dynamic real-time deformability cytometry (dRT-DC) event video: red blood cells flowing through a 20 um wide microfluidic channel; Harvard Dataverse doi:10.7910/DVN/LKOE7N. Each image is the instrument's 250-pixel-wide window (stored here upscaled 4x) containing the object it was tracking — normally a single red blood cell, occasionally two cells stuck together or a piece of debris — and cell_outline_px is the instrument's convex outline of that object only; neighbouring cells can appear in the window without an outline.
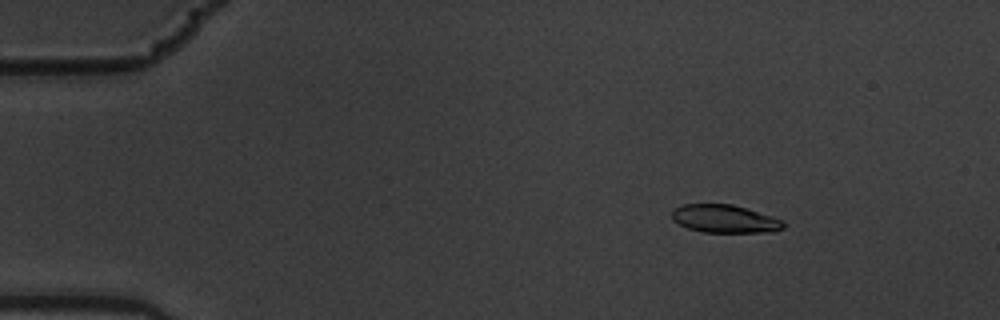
{"species": "common noctule bat (a hibernating species)", "species_latin": "Nyctalus noctula", "temperature_condition": "warm", "stored_images_in_passage": 5, "camera_frame_rate_fps": 3000, "um_per_image_px": 0.085, "animal": {"sex": "male", "body_mass_g": 19.5, "forearm_length_mm": 54.6}, "frame": {"image": 1, "passage_image": 2, "time_ms": 0.333, "image_size_px": [1000, 320], "cell_outline_px": [[788, 224], [784, 228], [776, 232], [704, 232], [688, 228], [672, 220], [672, 208], [684, 204], [732, 204], [772, 216], [784, 220]], "centroid_in_image_um": [61.64, 18.6], "position_along_channel_um": 23.4, "area_um2": 18.38}}
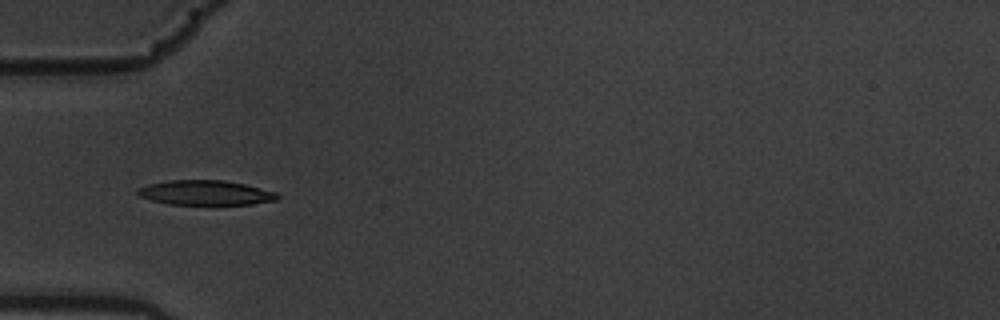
{"frame": {"image": 2, "passage_image": 5, "time_ms": 1.333, "image_size_px": [1000, 320], "cell_outline_px": [[280, 196], [276, 200], [252, 204], [168, 204], [152, 200], [140, 196], [136, 192], [136, 188], [148, 184], [168, 180], [224, 180], [244, 184], [276, 192]], "centroid_in_image_um": [17.44, 16.37], "position_along_channel_um": 67.6, "area_um2": 20.06}}